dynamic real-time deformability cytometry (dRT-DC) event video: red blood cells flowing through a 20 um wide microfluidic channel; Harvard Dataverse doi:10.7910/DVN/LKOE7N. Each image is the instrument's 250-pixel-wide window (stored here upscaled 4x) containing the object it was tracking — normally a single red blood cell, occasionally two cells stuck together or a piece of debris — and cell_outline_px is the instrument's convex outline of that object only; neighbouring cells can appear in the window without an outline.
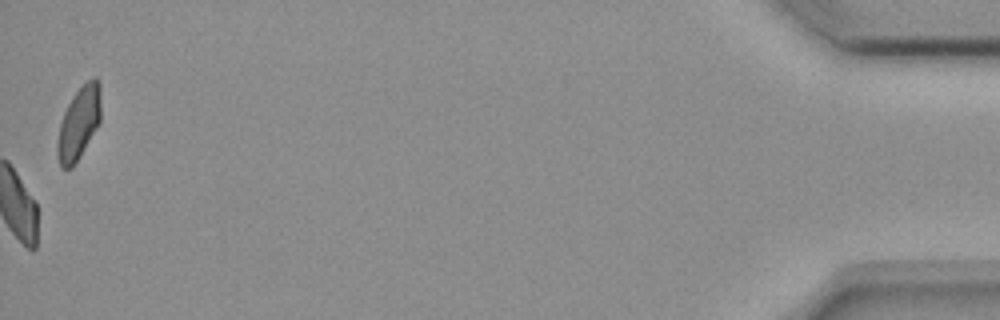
{"species": "common noctule bat (a hibernating species)", "species_latin": "Nyctalus noctula", "temperature_condition": "room temperature", "stored_images_in_passage": 55, "camera_frame_rate_fps": 3000, "um_per_image_px": 0.085, "animal": {"sex": "female", "body_mass_g": 18.4}, "frame": {"image": 1, "passage_image": 55, "time_ms": 18.0, "image_size_px": [1000, 320], "cell_outline_px": [[100, 124], [80, 156], [72, 168], [60, 168], [56, 156], [56, 140], [60, 124], [64, 112], [72, 96], [92, 76], [96, 76], [100, 84]], "centroid_in_image_um": [6.69, 10.49], "position_along_channel_um": 428.5, "area_um2": 18.67}, "authors_computed_cell_mechanics": {"area_um2": 19.7676, "velocity_mm_per_s": 3.6683, "shape_relaxation_time_tau1_ms": null, "shape_relaxation_time_tau2_ms": 6.2359, "deformation_change_tau1": null, "deformation_change_tau2": 0.0987}}